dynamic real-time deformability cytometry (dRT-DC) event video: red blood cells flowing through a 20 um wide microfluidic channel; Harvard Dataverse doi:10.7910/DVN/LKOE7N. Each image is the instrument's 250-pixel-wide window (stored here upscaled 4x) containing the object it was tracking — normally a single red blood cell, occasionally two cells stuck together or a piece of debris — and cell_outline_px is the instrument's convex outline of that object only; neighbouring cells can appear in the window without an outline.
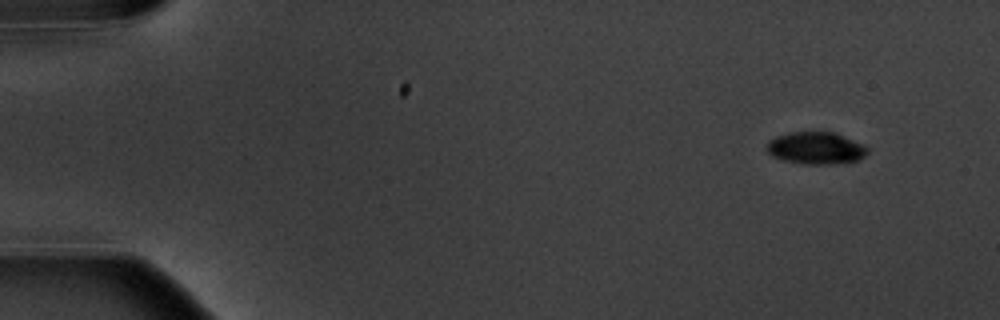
{"species": "common noctule bat (a hibernating species)", "species_latin": "Nyctalus noctula", "temperature_condition": "warm", "stored_images_in_passage": 6, "camera_frame_rate_fps": 3000, "um_per_image_px": 0.085, "animal": {"sex": "male", "body_mass_g": 20.1, "forearm_length_mm": 53.5}, "frame": {"image": 1, "passage_image": 1, "time_ms": 0.0, "image_size_px": [1000, 320], "cell_outline_px": [[868, 152], [864, 156], [848, 164], [804, 164], [784, 160], [772, 156], [764, 148], [768, 140], [776, 136], [792, 132], [836, 132], [864, 144], [868, 148]], "centroid_in_image_um": [69.36, 12.59], "position_along_channel_um": 15.6, "area_um2": 19.25}}
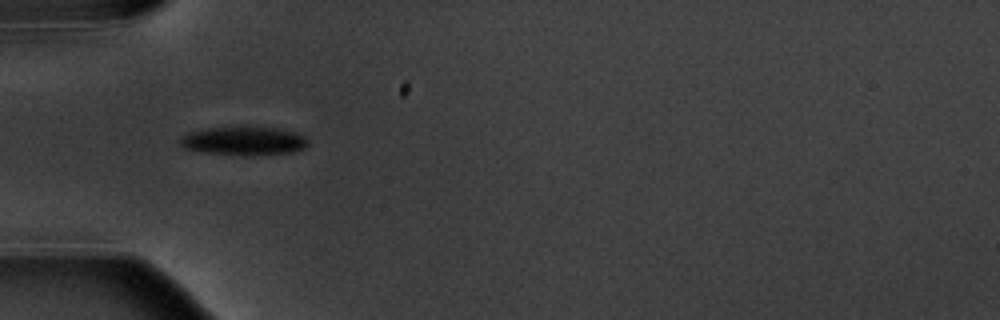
{"frame": {"image": 2, "passage_image": 5, "time_ms": 4.667, "image_size_px": [1000, 320], "cell_outline_px": [[308, 144], [304, 148], [292, 152], [256, 156], [232, 156], [200, 152], [184, 148], [180, 144], [180, 136], [188, 132], [208, 128], [272, 128], [292, 132], [304, 136], [308, 140]], "centroid_in_image_um": [20.67, 12.02], "position_along_channel_um": 64.3, "area_um2": 21.39}}